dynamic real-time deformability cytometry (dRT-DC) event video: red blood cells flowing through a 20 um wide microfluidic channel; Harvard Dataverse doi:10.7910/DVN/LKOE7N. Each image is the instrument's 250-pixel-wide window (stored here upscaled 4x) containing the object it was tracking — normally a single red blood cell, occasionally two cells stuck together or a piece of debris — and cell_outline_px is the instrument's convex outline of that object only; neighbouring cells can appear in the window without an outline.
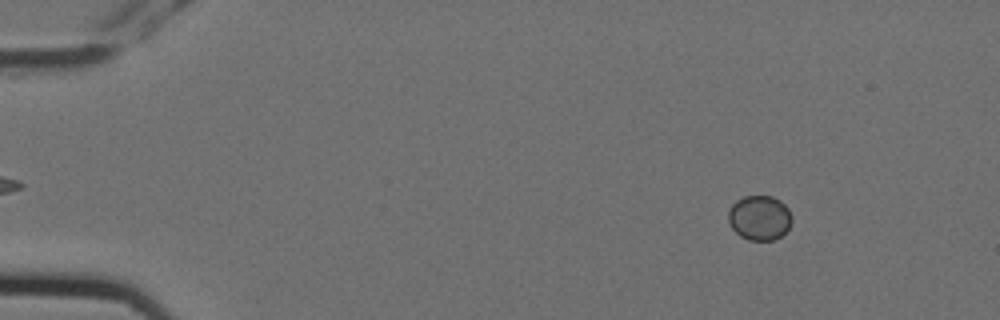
{"species": "Egyptian fruit bat (a non-hibernating species)", "species_latin": "Rousettus aegyptiacus", "temperature_condition": "cold", "stored_images_in_passage": 4, "camera_frame_rate_fps": 3000, "um_per_image_px": 0.085, "animal": {"sex": "female"}, "frame": {"image": 1, "passage_image": 2, "time_ms": 0.333, "image_size_px": [1000, 320], "cell_outline_px": [[792, 220], [788, 228], [780, 236], [772, 240], [748, 240], [740, 236], [732, 228], [728, 220], [728, 212], [732, 204], [736, 200], [744, 196], [772, 196], [780, 200], [788, 208], [792, 216]], "centroid_in_image_um": [64.55, 18.5], "position_along_channel_um": 20.5, "area_um2": 16.59}}
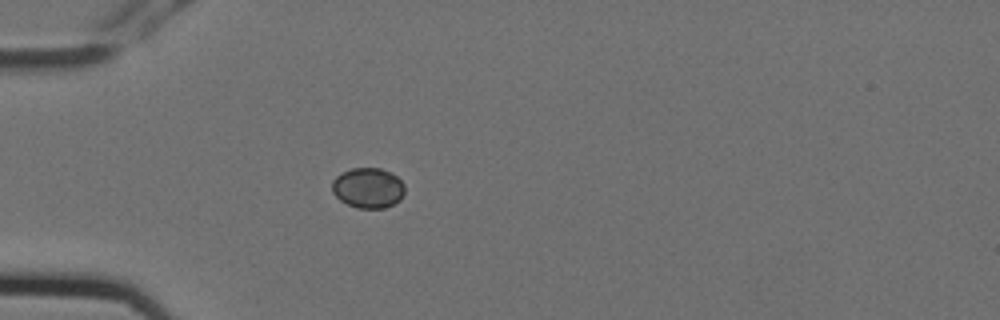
{"frame": {"image": 2, "passage_image": 4, "time_ms": 1.0, "image_size_px": [1000, 320], "cell_outline_px": [[404, 192], [400, 200], [384, 208], [356, 208], [340, 200], [332, 192], [332, 180], [340, 172], [352, 168], [380, 168], [392, 172], [404, 184]], "centroid_in_image_um": [31.27, 15.96], "position_along_channel_um": 53.7, "area_um2": 17.17}}